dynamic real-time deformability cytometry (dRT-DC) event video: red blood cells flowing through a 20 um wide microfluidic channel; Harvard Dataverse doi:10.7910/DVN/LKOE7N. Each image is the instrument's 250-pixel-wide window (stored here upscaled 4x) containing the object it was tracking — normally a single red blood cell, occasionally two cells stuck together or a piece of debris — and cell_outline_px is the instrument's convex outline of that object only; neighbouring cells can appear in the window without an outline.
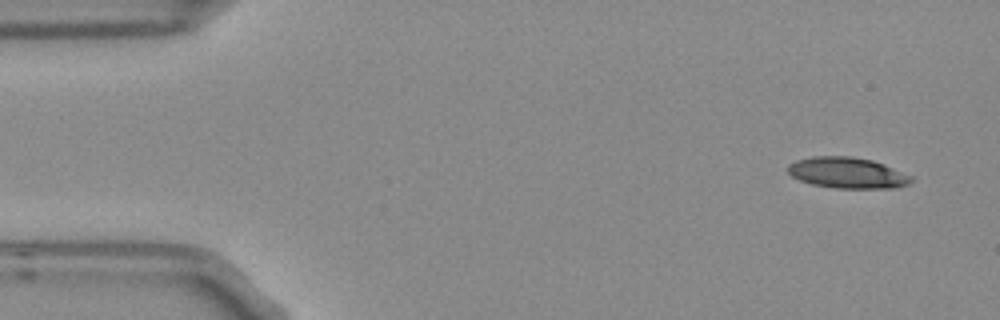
{"species": "Egyptian fruit bat (a non-hibernating species)", "species_latin": "Rousettus aegyptiacus", "temperature_condition": "room temperature", "stored_images_in_passage": 4, "camera_frame_rate_fps": 3000, "um_per_image_px": 0.085, "frame": {"image": 1, "passage_image": 1, "time_ms": 0.0, "image_size_px": [1000, 320], "cell_outline_px": [[912, 180], [908, 184], [896, 188], [836, 188], [812, 184], [800, 180], [792, 176], [788, 172], [788, 164], [796, 160], [812, 156], [848, 156], [872, 160], [884, 164], [912, 176]], "centroid_in_image_um": [72.02, 14.69], "position_along_channel_um": 13.0, "area_um2": 22.2}}
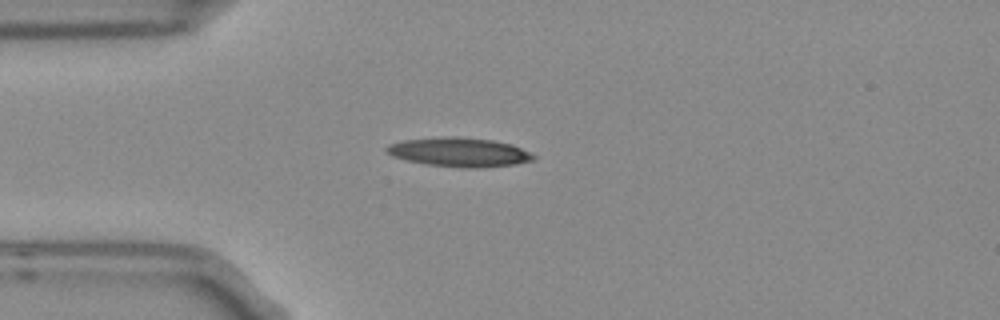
{"frame": {"image": 2, "passage_image": 3, "time_ms": 0.667, "image_size_px": [1000, 320], "cell_outline_px": [[536, 160], [516, 164], [480, 168], [460, 168], [428, 164], [408, 160], [392, 156], [384, 148], [388, 144], [404, 140], [448, 136], [460, 136], [492, 140], [512, 144], [536, 156]], "centroid_in_image_um": [39.06, 12.93], "position_along_channel_um": 45.9, "area_um2": 24.97}}